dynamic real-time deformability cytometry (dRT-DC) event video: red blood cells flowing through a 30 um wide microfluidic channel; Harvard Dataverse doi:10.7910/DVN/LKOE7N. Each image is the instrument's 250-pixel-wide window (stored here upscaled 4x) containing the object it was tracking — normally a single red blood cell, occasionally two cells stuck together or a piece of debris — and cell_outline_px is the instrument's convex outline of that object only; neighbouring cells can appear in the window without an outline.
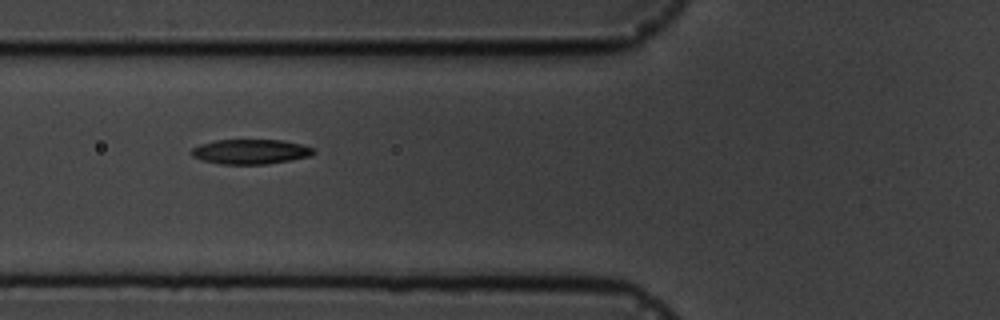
{"species": "common noctule bat (a hibernating species)", "species_latin": "Nyctalus noctula", "temperature_condition": "cold", "stored_images_in_passage": 10, "camera_frame_rate_fps": 3000, "um_per_image_px": 0.085, "animal": {"sex": "male", "body_mass_g": 19.5, "forearm_length_mm": 54.6}, "frame": {"image": 1, "passage_image": 7, "time_ms": 6.667, "image_size_px": [1000, 320], "cell_outline_px": [[316, 152], [312, 156], [264, 164], [220, 164], [204, 160], [192, 156], [188, 152], [192, 148], [200, 144], [216, 140], [284, 140], [304, 144], [316, 148]], "centroid_in_image_um": [21.33, 12.88], "position_along_channel_um": 104.5, "area_um2": 17.8}}
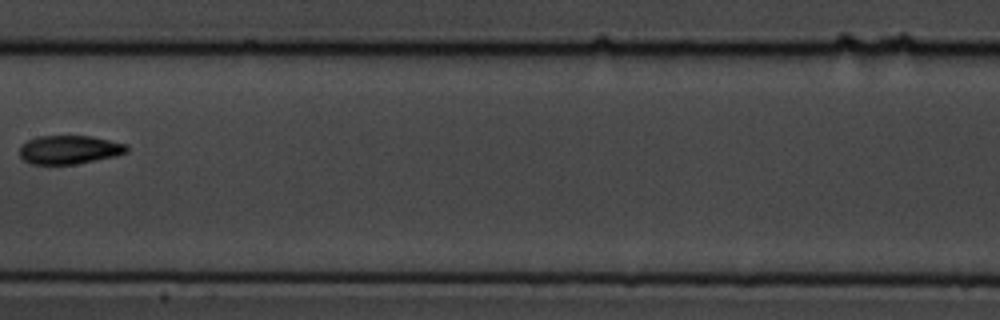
{"frame": {"image": 2, "passage_image": 9, "time_ms": 9.333, "image_size_px": [1000, 320], "cell_outline_px": [[128, 152], [116, 156], [76, 164], [32, 164], [24, 160], [20, 156], [20, 144], [28, 140], [40, 136], [92, 136], [128, 144]], "centroid_in_image_um": [5.91, 12.72], "position_along_channel_um": 201.5, "area_um2": 17.98}}
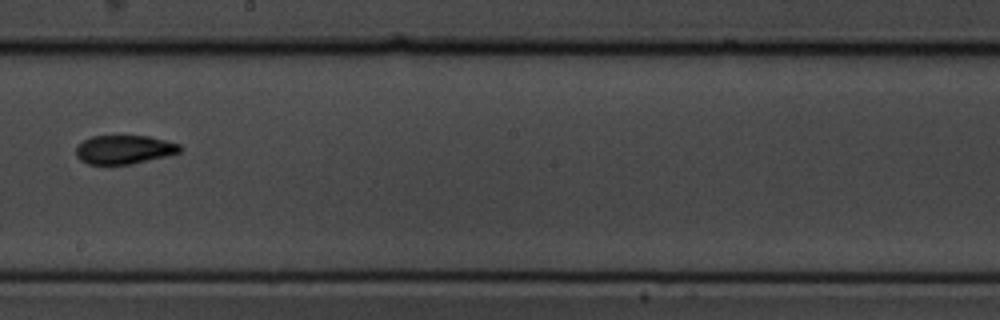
{"frame": {"image": 3, "passage_image": 10, "time_ms": 10.333, "image_size_px": [1000, 320], "cell_outline_px": [[184, 148], [180, 152], [132, 164], [88, 164], [80, 160], [76, 156], [76, 144], [92, 136], [148, 136], [180, 144]], "centroid_in_image_um": [10.53, 12.71], "position_along_channel_um": 237.7, "area_um2": 17.4}}